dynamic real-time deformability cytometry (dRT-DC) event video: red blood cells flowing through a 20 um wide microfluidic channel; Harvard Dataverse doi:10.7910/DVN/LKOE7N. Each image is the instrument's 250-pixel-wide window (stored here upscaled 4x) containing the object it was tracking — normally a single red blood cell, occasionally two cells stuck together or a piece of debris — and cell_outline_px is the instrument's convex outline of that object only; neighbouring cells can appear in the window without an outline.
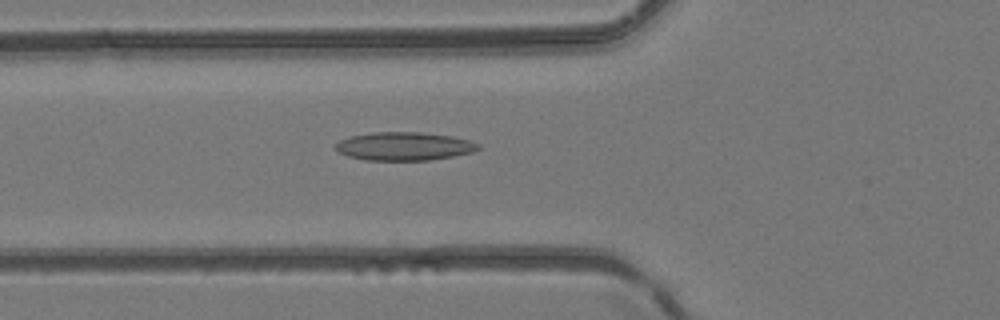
{"species": "common noctule bat (a hibernating species)", "species_latin": "Nyctalus noctula", "temperature_condition": "room temperature", "stored_images_in_passage": 41, "camera_frame_rate_fps": 3000, "um_per_image_px": 0.085, "animal": {"sex": "female", "body_mass_g": 24.6, "forearm_length_mm": 56.2}, "frame": {"image": 1, "passage_image": 12, "time_ms": 3.667, "image_size_px": [1000, 320], "cell_outline_px": [[480, 148], [472, 152], [452, 156], [428, 160], [364, 160], [348, 156], [340, 152], [336, 148], [336, 144], [340, 140], [348, 136], [372, 132], [420, 132], [452, 136], [468, 140], [480, 144]], "centroid_in_image_um": [34.34, 12.42], "position_along_channel_um": 91.5, "area_um2": 23.47}}
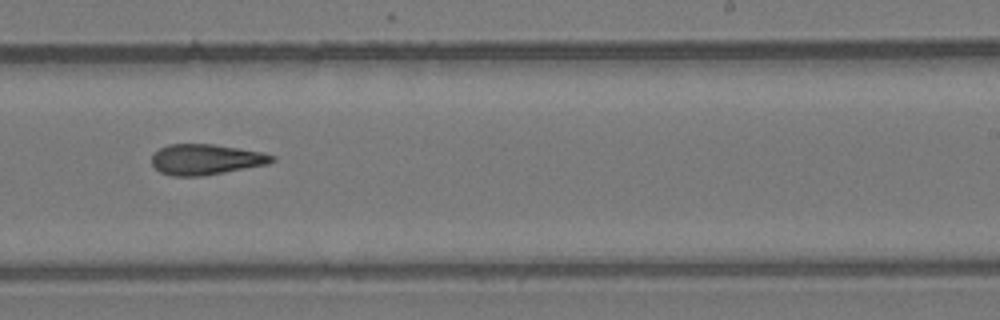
{"frame": {"image": 2, "passage_image": 24, "time_ms": 7.667, "image_size_px": [1000, 320], "cell_outline_px": [[276, 160], [268, 164], [224, 172], [200, 176], [172, 176], [160, 172], [152, 164], [152, 156], [160, 148], [168, 144], [212, 144], [260, 152], [276, 156]], "centroid_in_image_um": [17.49, 13.55], "position_along_channel_um": 271.5, "area_um2": 21.21}}
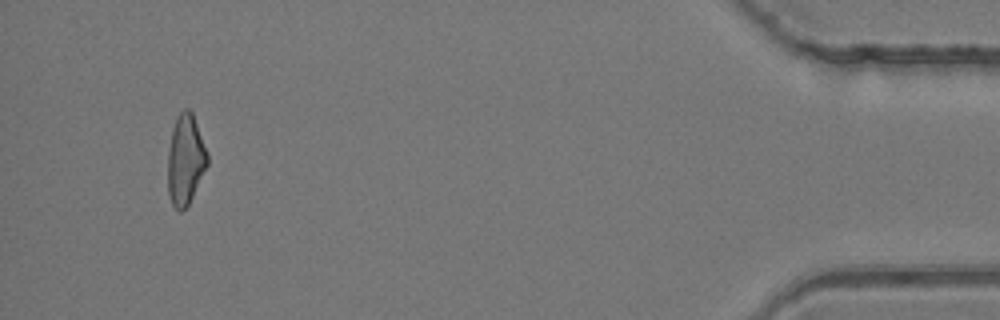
{"frame": {"image": 3, "passage_image": 39, "time_ms": 12.667, "image_size_px": [1000, 320], "cell_outline_px": [[208, 164], [188, 204], [180, 212], [172, 204], [168, 192], [168, 152], [172, 128], [176, 116], [184, 108], [188, 108], [192, 112], [208, 152]], "centroid_in_image_um": [15.76, 13.53], "position_along_channel_um": 419.4, "area_um2": 20.75}}